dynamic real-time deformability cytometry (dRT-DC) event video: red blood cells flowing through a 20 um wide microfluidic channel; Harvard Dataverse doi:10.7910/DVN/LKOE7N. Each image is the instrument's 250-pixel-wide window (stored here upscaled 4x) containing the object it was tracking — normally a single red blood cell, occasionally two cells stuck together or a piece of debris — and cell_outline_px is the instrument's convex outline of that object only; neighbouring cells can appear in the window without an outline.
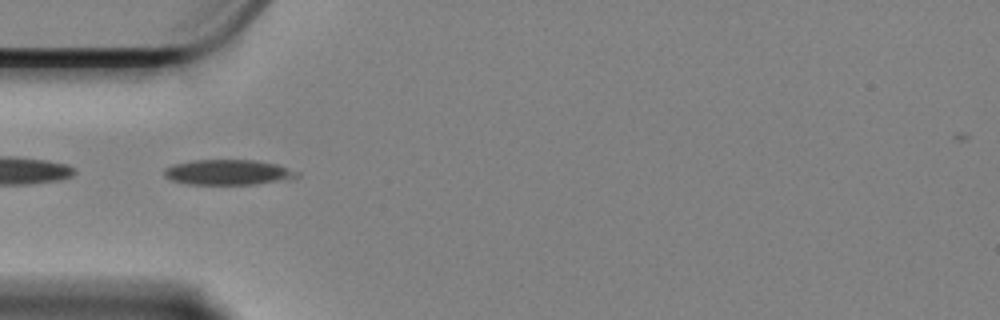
{"species": "Egyptian fruit bat (a non-hibernating species)", "species_latin": "Rousettus aegyptiacus", "temperature_condition": "cold", "stored_images_in_passage": 42, "camera_frame_rate_fps": 3000, "um_per_image_px": 0.085, "animal": {"sex": "female"}, "frame": {"image": 1, "passage_image": 1, "time_ms": 0.0, "image_size_px": [1000, 320], "cell_outline_px": [[300, 176], [292, 180], [256, 184], [184, 184], [172, 180], [164, 176], [164, 168], [172, 164], [192, 160], [256, 160], [276, 164], [300, 172]], "centroid_in_image_um": [19.43, 14.65], "position_along_channel_um": 65.6, "area_um2": 19.88}}
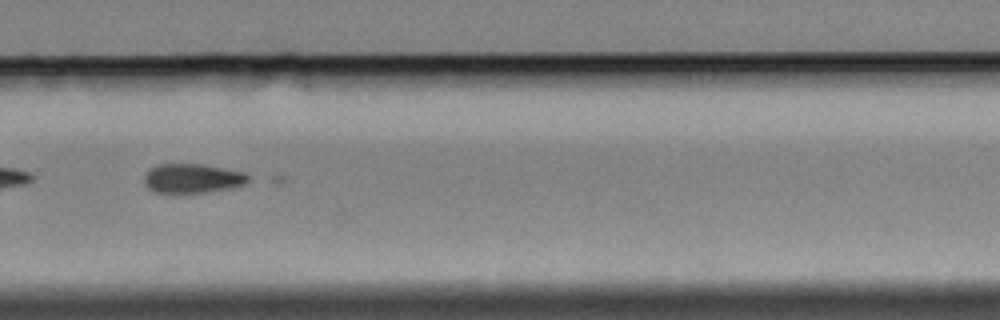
{"frame": {"image": 2, "passage_image": 23, "time_ms": 7.333, "image_size_px": [1000, 320], "cell_outline_px": [[248, 180], [244, 184], [228, 188], [204, 192], [156, 192], [148, 188], [144, 184], [144, 176], [152, 168], [160, 164], [204, 164], [244, 172], [248, 176]], "centroid_in_image_um": [16.34, 15.15], "position_along_channel_um": 313.5, "area_um2": 17.4}}
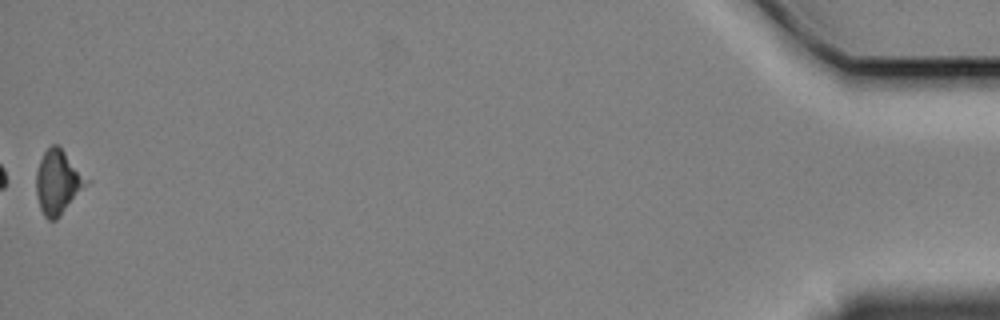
{"frame": {"image": 3, "passage_image": 42, "time_ms": 13.667, "image_size_px": [1000, 320], "cell_outline_px": [[92, 180], [60, 216], [56, 220], [48, 220], [44, 216], [40, 208], [36, 192], [36, 172], [40, 160], [44, 152], [52, 144], [56, 144]], "centroid_in_image_um": [4.95, 15.49], "position_along_channel_um": 430.2, "area_um2": 18.84}}